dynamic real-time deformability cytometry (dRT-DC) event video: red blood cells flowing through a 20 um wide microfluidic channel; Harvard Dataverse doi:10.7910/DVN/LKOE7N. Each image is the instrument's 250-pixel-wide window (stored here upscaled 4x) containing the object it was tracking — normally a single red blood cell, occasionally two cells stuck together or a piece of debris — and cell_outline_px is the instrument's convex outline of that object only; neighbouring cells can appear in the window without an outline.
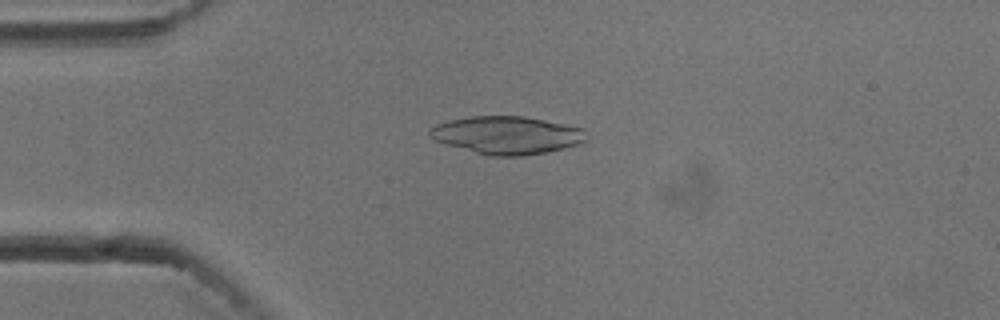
{"species": "common noctule bat (a hibernating species)", "species_latin": "Nyctalus noctula", "temperature_condition": "cold", "stored_images_in_passage": 54, "camera_frame_rate_fps": 3000, "um_per_image_px": 0.085, "animal": {"sex": "male", "body_mass_g": 13.3}, "frame": {"image": 1, "passage_image": 13, "time_ms": 4.0, "image_size_px": [1000, 320], "cell_outline_px": [[588, 140], [580, 144], [548, 152], [524, 156], [492, 156], [476, 152], [448, 144], [436, 140], [428, 136], [428, 128], [436, 124], [448, 120], [468, 116], [524, 116], [584, 128], [588, 136]], "centroid_in_image_um": [43.12, 11.48], "position_along_channel_um": 41.9, "area_um2": 34.68}}
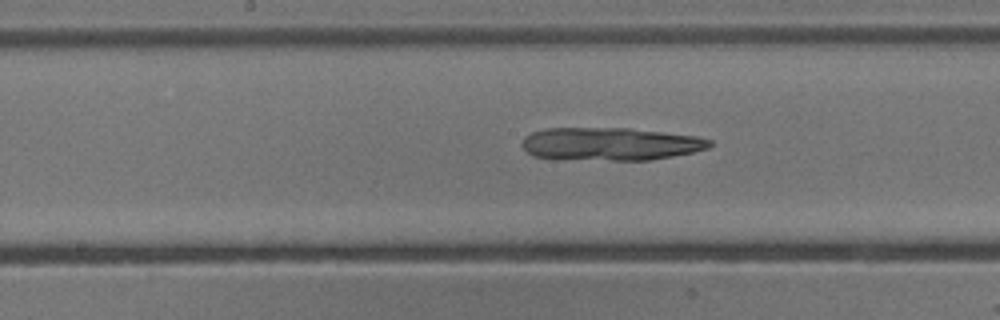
{"frame": {"image": 2, "passage_image": 27, "time_ms": 8.667, "image_size_px": [1000, 320], "cell_outline_px": [[712, 144], [708, 148], [692, 152], [672, 156], [648, 160], [556, 160], [532, 156], [520, 144], [524, 136], [532, 132], [544, 128], [628, 128], [696, 136], [712, 140]], "centroid_in_image_um": [51.79, 12.25], "position_along_channel_um": 196.4, "area_um2": 36.41}}
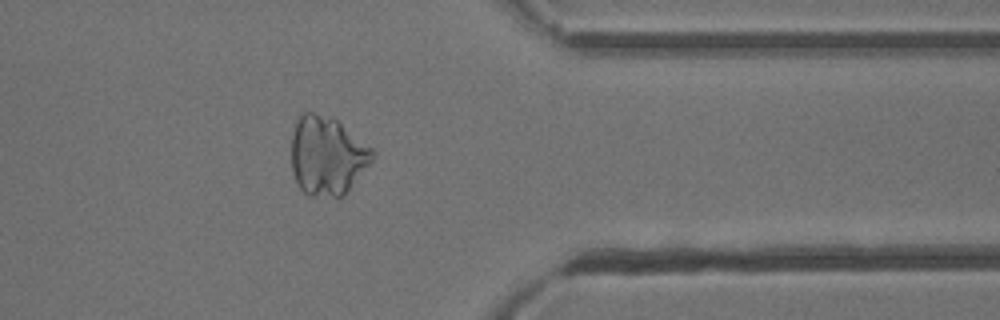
{"frame": {"image": 3, "passage_image": 43, "time_ms": 14.0, "image_size_px": [1000, 320], "cell_outline_px": [[376, 156], [344, 196], [308, 196], [296, 184], [292, 172], [292, 132], [296, 120], [300, 112], [312, 112], [336, 120], [372, 148], [376, 152]], "centroid_in_image_um": [27.79, 13.25], "position_along_channel_um": 383.6, "area_um2": 37.28}}